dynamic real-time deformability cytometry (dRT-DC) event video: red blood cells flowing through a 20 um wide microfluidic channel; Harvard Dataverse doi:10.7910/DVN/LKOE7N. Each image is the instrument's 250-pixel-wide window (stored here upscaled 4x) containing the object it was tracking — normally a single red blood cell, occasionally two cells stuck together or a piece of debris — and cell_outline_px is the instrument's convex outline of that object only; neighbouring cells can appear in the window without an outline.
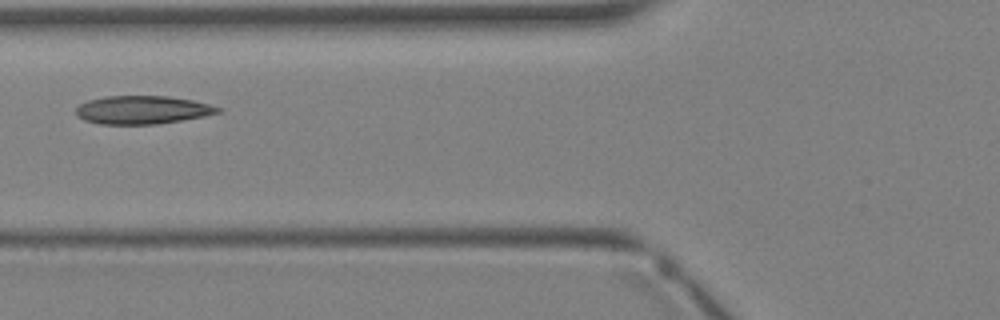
{"species": "Egyptian fruit bat (a non-hibernating species)", "species_latin": "Rousettus aegyptiacus", "temperature_condition": "warm", "stored_images_in_passage": 3, "camera_frame_rate_fps": 3000, "um_per_image_px": 0.085, "animal": {"sex": "female"}, "frame": {"image": 1, "passage_image": 3, "time_ms": 2.333, "image_size_px": [1000, 320], "cell_outline_px": [[224, 108], [220, 112], [204, 116], [156, 124], [100, 124], [84, 120], [76, 116], [76, 108], [80, 104], [88, 100], [104, 96], [168, 96], [192, 100]], "centroid_in_image_um": [12.08, 9.34], "position_along_channel_um": 113.7, "area_um2": 23.35}}